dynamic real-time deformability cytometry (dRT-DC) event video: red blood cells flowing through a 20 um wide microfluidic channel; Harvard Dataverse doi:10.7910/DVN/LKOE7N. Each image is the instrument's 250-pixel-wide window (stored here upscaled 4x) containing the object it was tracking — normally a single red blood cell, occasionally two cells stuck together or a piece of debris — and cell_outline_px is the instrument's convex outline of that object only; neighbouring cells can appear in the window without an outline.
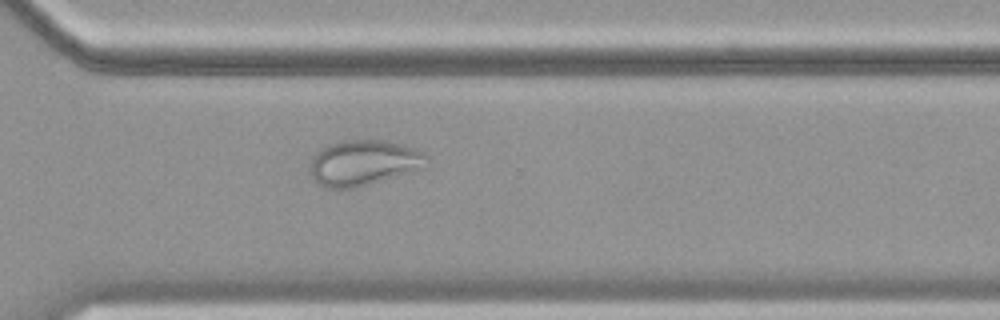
{"species": "common noctule bat (a hibernating species)", "species_latin": "Nyctalus noctula", "temperature_condition": "cold", "stored_images_in_passage": 37, "camera_frame_rate_fps": 3000, "um_per_image_px": 0.085, "animal": {"sex": "female", "body_mass_g": 19.9}, "frame": {"image": 1, "passage_image": 26, "time_ms": 8.333, "image_size_px": [1000, 320], "cell_outline_px": [[428, 156], [412, 172], [352, 188], [324, 188], [312, 180], [312, 160], [316, 152], [320, 148], [328, 144], [344, 140], [384, 140], [400, 144], [424, 152]], "centroid_in_image_um": [30.83, 13.83], "position_along_channel_um": 339.8, "area_um2": 30.29}}
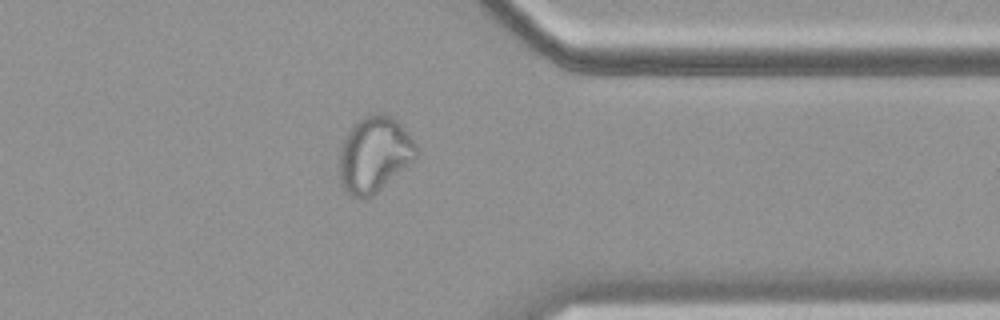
{"frame": {"image": 2, "passage_image": 30, "time_ms": 9.667, "image_size_px": [1000, 320], "cell_outline_px": [[416, 156], [404, 168], [372, 196], [364, 200], [360, 200], [348, 196], [340, 184], [340, 148], [344, 136], [364, 116], [372, 112], [384, 112], [392, 116], [404, 128], [416, 144]], "centroid_in_image_um": [31.78, 13.14], "position_along_channel_um": 379.6, "area_um2": 33.93}, "authors_computed_cell_mechanics": {"area_um2": 29.6514, "velocity_mm_per_s": 3.5568, "shape_relaxation_time_tau1_ms": null, "shape_relaxation_time_tau2_ms": 1.3132, "deformation_change_tau1": null, "deformation_change_tau2": 0.0685}}